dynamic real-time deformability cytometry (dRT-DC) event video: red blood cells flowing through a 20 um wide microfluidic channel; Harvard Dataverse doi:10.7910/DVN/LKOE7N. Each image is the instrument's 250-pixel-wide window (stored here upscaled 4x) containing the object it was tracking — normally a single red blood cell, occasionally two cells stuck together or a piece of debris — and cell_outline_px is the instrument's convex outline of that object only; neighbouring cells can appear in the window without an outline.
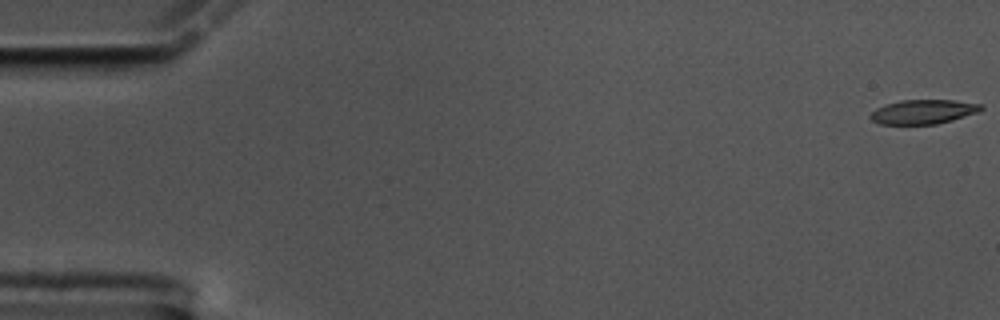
{"species": "common noctule bat (a hibernating species)", "species_latin": "Nyctalus noctula", "temperature_condition": "cold", "stored_images_in_passage": 9, "camera_frame_rate_fps": 3000, "um_per_image_px": 0.085, "animal": {"sex": "male", "body_mass_g": 17.5, "forearm_length_mm": 52.3}, "frame": {"image": 1, "passage_image": 1, "time_ms": 0.0, "image_size_px": [1000, 320], "cell_outline_px": [[984, 108], [980, 112], [952, 120], [936, 124], [880, 124], [872, 120], [868, 116], [876, 108], [884, 104], [900, 100], [956, 100], [984, 104]], "centroid_in_image_um": [78.51, 9.49], "position_along_channel_um": 6.5, "area_um2": 15.9}}